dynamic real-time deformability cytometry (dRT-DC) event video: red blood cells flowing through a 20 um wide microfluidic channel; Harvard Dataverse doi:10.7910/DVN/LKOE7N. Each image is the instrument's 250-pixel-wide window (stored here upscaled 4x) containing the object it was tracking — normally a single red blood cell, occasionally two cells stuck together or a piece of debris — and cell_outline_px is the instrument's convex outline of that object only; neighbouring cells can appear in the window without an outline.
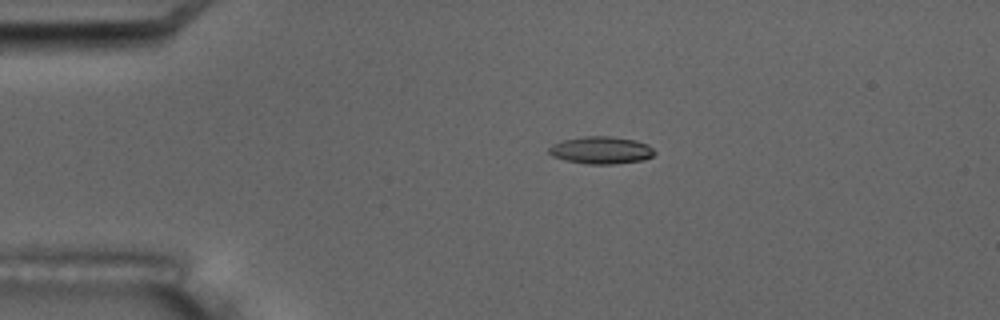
{"species": "common noctule bat (a hibernating species)", "species_latin": "Nyctalus noctula", "temperature_condition": "room temperature", "stored_images_in_passage": 9, "camera_frame_rate_fps": 3000, "um_per_image_px": 0.085, "animal": {"sex": "male", "body_mass_g": 17.5, "forearm_length_mm": 52.3}, "frame": {"image": 1, "passage_image": 2, "time_ms": 1.333, "image_size_px": [1000, 320], "cell_outline_px": [[656, 152], [652, 156], [644, 160], [616, 164], [588, 164], [564, 160], [552, 156], [548, 152], [548, 148], [552, 144], [564, 140], [584, 136], [608, 136], [636, 140], [648, 144]], "centroid_in_image_um": [51.1, 12.77], "position_along_channel_um": 33.9, "area_um2": 16.94}}
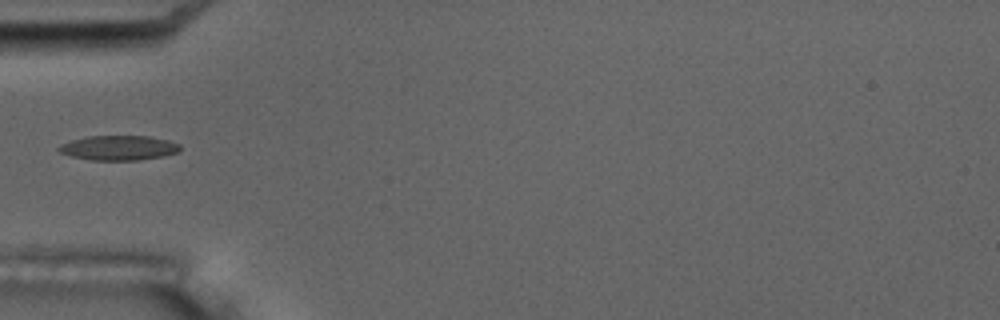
{"frame": {"image": 2, "passage_image": 4, "time_ms": 3.667, "image_size_px": [1000, 320], "cell_outline_px": [[180, 152], [164, 156], [136, 160], [92, 160], [72, 156], [60, 152], [56, 148], [60, 144], [72, 140], [88, 136], [148, 136], [168, 140], [180, 144]], "centroid_in_image_um": [10.11, 12.56], "position_along_channel_um": 74.9, "area_um2": 17.46}}
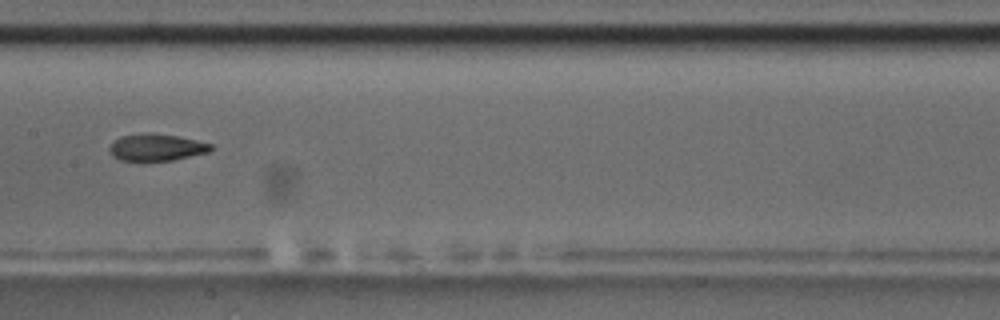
{"frame": {"image": 3, "passage_image": 7, "time_ms": 7.0, "image_size_px": [1000, 320], "cell_outline_px": [[212, 148], [208, 152], [172, 160], [120, 160], [112, 156], [108, 148], [120, 136], [144, 132], [148, 132], [176, 136], [196, 140], [212, 144]], "centroid_in_image_um": [13.27, 12.51], "position_along_channel_um": 194.1, "area_um2": 15.72}}